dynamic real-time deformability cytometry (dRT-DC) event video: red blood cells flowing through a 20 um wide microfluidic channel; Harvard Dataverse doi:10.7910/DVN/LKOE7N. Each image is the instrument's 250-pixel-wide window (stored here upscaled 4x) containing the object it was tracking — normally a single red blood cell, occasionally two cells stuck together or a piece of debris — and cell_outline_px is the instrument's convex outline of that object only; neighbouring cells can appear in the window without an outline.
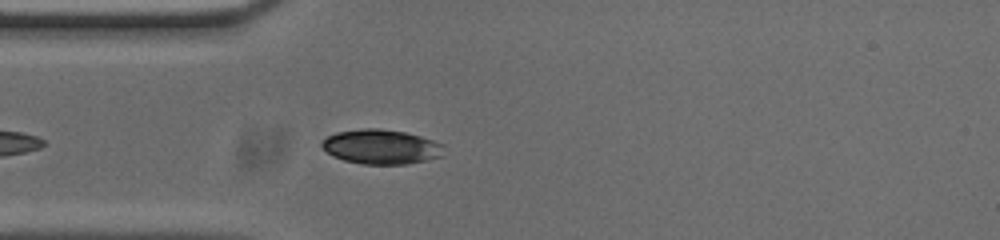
{"species": "common noctule bat (a hibernating species)", "species_latin": "Nyctalus noctula", "temperature_condition": "cold", "stored_images_in_passage": 12, "camera_frame_rate_fps": 3000, "um_per_image_px": 0.085, "animal": {"sex": "male", "body_mass_g": 20.0, "forearm_length_mm": 53.3}, "frame": {"image": 1, "passage_image": 1, "time_ms": 0.0, "image_size_px": [1000, 240], "cell_outline_px": [[444, 156], [408, 164], [364, 164], [344, 160], [332, 156], [320, 144], [328, 136], [336, 132], [364, 128], [376, 128], [404, 132], [420, 136], [444, 144]], "centroid_in_image_um": [32.43, 12.48], "position_along_channel_um": 52.6, "area_um2": 24.57}}
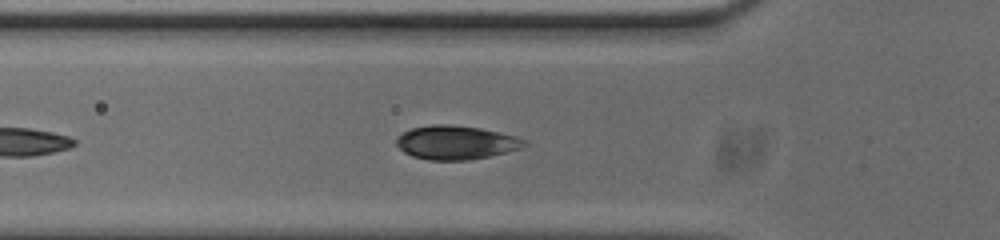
{"frame": {"image": 2, "passage_image": 4, "time_ms": 1.0, "image_size_px": [1000, 240], "cell_outline_px": [[528, 144], [524, 148], [488, 156], [468, 160], [428, 160], [412, 156], [404, 152], [396, 144], [396, 136], [412, 128], [432, 124], [448, 124], [480, 128], [516, 136], [524, 140]], "centroid_in_image_um": [38.75, 12.11], "position_along_channel_um": 87.1, "area_um2": 25.2}}
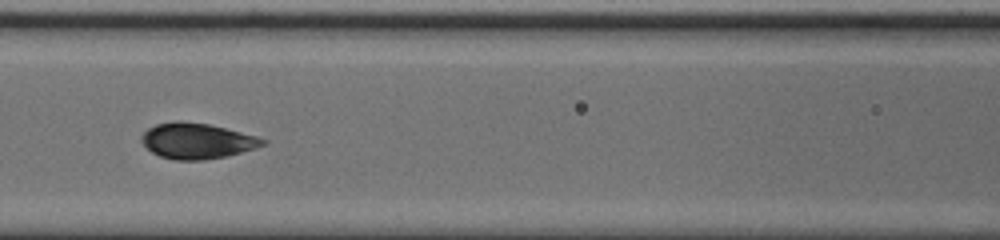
{"frame": {"image": 3, "passage_image": 9, "time_ms": 2.667, "image_size_px": [1000, 240], "cell_outline_px": [[268, 140], [264, 144], [256, 148], [224, 156], [204, 160], [176, 160], [160, 156], [152, 152], [140, 140], [140, 136], [148, 128], [156, 124], [176, 120], [208, 124], [256, 136]], "centroid_in_image_um": [16.71, 11.97], "position_along_channel_um": 149.9, "area_um2": 24.91}}